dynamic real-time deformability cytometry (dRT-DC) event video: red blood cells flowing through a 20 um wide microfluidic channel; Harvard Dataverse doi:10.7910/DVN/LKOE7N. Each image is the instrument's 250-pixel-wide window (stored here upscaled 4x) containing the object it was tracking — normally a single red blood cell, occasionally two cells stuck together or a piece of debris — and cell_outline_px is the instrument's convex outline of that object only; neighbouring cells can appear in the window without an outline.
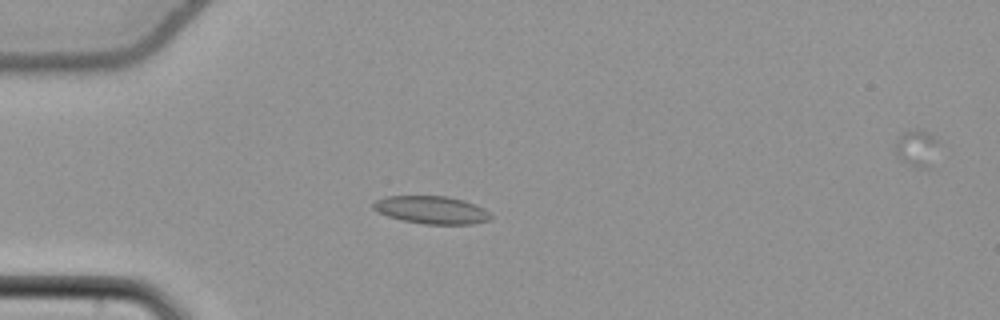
{"species": "common noctule bat (a hibernating species)", "species_latin": "Nyctalus noctula", "temperature_condition": "cold", "stored_images_in_passage": 55, "camera_frame_rate_fps": 3000, "um_per_image_px": 0.085, "animal": {"sex": "female", "body_mass_g": 22.7, "forearm_length_mm": 54.2}, "frame": {"image": 1, "passage_image": 16, "time_ms": 5.0, "image_size_px": [1000, 320], "cell_outline_px": [[492, 216], [488, 220], [472, 224], [424, 224], [400, 220], [388, 216], [372, 208], [372, 204], [376, 200], [388, 196], [444, 196], [464, 200], [484, 208]], "centroid_in_image_um": [36.67, 17.84], "position_along_channel_um": 48.3, "area_um2": 18.9}}
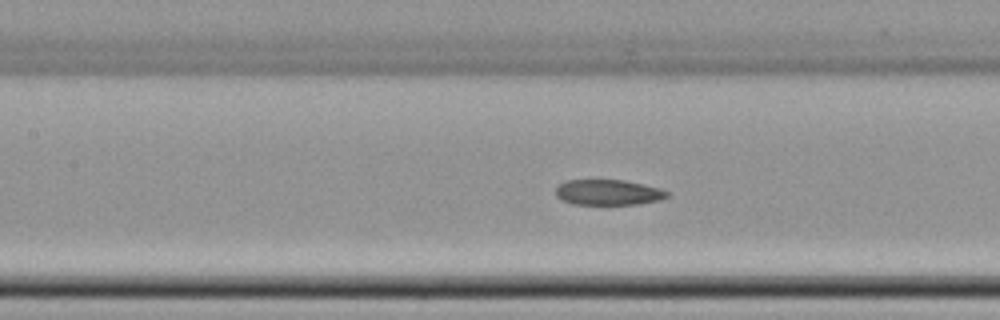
{"frame": {"image": 2, "passage_image": 26, "time_ms": 8.333, "image_size_px": [1000, 320], "cell_outline_px": [[668, 196], [660, 200], [640, 204], [572, 204], [560, 200], [556, 196], [556, 188], [564, 180], [624, 180], [660, 188], [668, 192]], "centroid_in_image_um": [51.67, 16.35], "position_along_channel_um": 155.7, "area_um2": 16.59}}
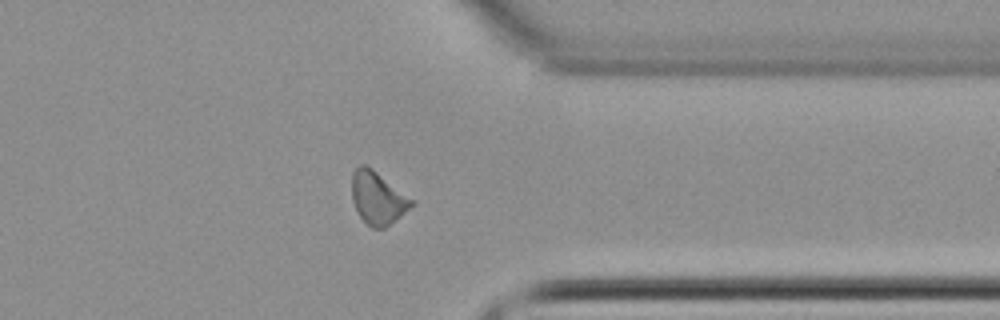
{"frame": {"image": 3, "passage_image": 44, "time_ms": 14.333, "image_size_px": [1000, 320], "cell_outline_px": [[416, 204], [384, 228], [372, 228], [360, 216], [352, 200], [352, 172], [360, 164], [364, 164], [372, 168], [416, 200]], "centroid_in_image_um": [32.14, 16.8], "position_along_channel_um": 379.3, "area_um2": 18.44}, "authors_computed_cell_mechanics": {"area_um2": 18.1492, "velocity_mm_per_s": 3.8165, "shape_relaxation_time_tau1_ms": null, "shape_relaxation_time_tau2_ms": 9.489, "deformation_change_tau1": null, "deformation_change_tau2": 0.1443}}